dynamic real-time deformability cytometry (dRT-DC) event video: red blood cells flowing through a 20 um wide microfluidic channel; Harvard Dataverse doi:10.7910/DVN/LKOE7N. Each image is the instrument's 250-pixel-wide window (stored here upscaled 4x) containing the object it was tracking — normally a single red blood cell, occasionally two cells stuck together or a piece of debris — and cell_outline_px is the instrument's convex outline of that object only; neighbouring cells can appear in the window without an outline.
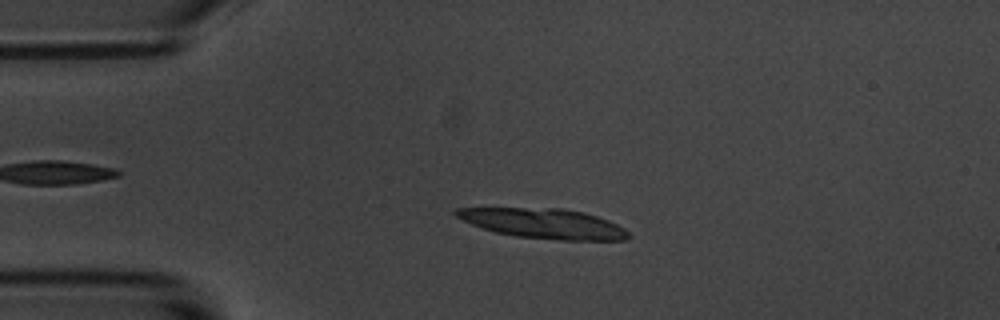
{"species": "common noctule bat (a hibernating species)", "species_latin": "Nyctalus noctula", "temperature_condition": "room temperature", "stored_images_in_passage": 41, "camera_frame_rate_fps": 3000, "um_per_image_px": 0.085, "animal": {"sex": "male", "body_mass_g": 20.1, "forearm_length_mm": 53.5}, "frame": {"image": 1, "passage_image": 12, "time_ms": 3.667, "image_size_px": [1000, 320], "cell_outline_px": [[632, 236], [628, 240], [560, 240], [516, 236], [496, 232], [472, 224], [456, 216], [452, 212], [456, 208], [564, 208], [584, 212], [608, 220], [624, 228]], "centroid_in_image_um": [46.25, 18.99], "position_along_channel_um": 38.7, "area_um2": 29.94}}